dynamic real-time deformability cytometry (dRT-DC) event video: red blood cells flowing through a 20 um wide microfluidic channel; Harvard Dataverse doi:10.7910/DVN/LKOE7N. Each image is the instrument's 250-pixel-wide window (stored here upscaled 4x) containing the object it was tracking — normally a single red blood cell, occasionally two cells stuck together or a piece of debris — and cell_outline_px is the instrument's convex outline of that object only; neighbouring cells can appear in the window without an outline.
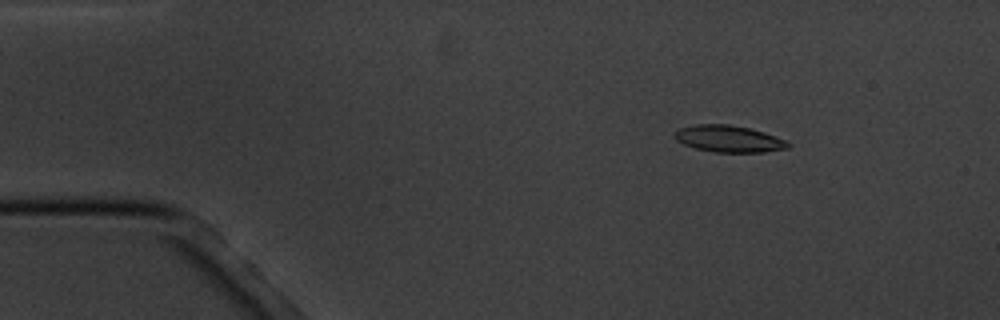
{"species": "common noctule bat (a hibernating species)", "species_latin": "Nyctalus noctula", "temperature_condition": "cold", "stored_images_in_passage": 4, "camera_frame_rate_fps": 3000, "um_per_image_px": 0.085, "animal": {"sex": "male", "body_mass_g": 20.1, "forearm_length_mm": 53.5}, "frame": {"image": 1, "passage_image": 2, "time_ms": 1.333, "image_size_px": [1000, 320], "cell_outline_px": [[792, 144], [788, 148], [764, 152], [716, 152], [696, 148], [684, 144], [676, 140], [676, 132], [680, 128], [696, 124], [728, 124], [748, 128], [764, 132], [788, 140]], "centroid_in_image_um": [62.01, 11.8], "position_along_channel_um": 23.0, "area_um2": 17.57}}